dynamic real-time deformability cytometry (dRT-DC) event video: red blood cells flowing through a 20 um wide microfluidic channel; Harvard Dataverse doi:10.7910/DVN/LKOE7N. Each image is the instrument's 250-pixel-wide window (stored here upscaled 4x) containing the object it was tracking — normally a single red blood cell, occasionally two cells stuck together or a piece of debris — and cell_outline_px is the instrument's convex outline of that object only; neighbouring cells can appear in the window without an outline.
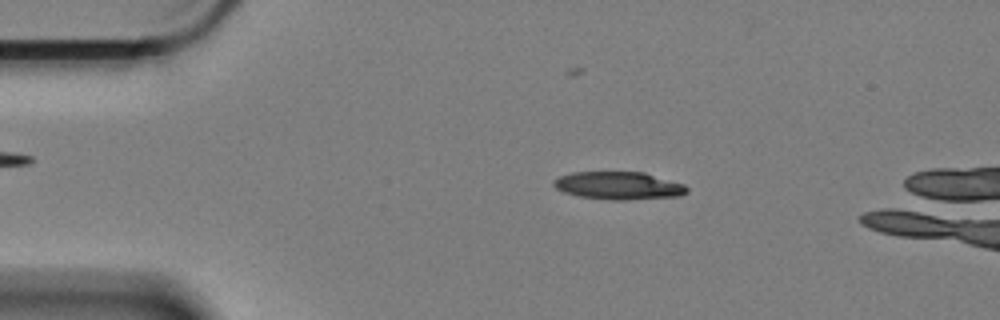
{"species": "Egyptian fruit bat (a non-hibernating species)", "species_latin": "Rousettus aegyptiacus", "temperature_condition": "cold", "stored_images_in_passage": 56, "camera_frame_rate_fps": 3000, "um_per_image_px": 0.085, "animal": {"sex": "female"}, "frame": {"image": 1, "passage_image": 11, "time_ms": 3.333, "image_size_px": [1000, 320], "cell_outline_px": [[688, 192], [680, 196], [628, 200], [612, 200], [580, 196], [564, 192], [556, 188], [552, 184], [560, 176], [572, 172], [644, 172], [684, 184], [688, 188]], "centroid_in_image_um": [52.62, 15.78], "position_along_channel_um": 32.4, "area_um2": 21.5}}
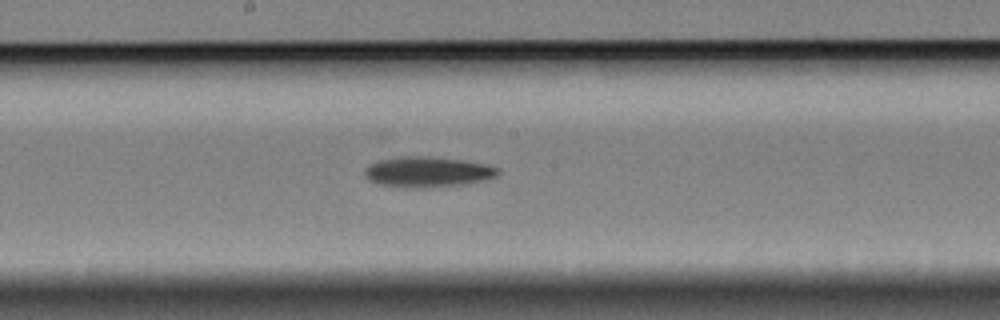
{"frame": {"image": 2, "passage_image": 31, "time_ms": 10.0, "image_size_px": [1000, 320], "cell_outline_px": [[500, 172], [496, 176], [488, 180], [468, 184], [420, 188], [404, 188], [376, 184], [368, 180], [364, 172], [364, 168], [368, 164], [380, 160], [404, 156], [416, 156], [460, 160], [488, 164], [500, 168]], "centroid_in_image_um": [36.35, 14.64], "position_along_channel_um": 211.8, "area_um2": 23.93}}
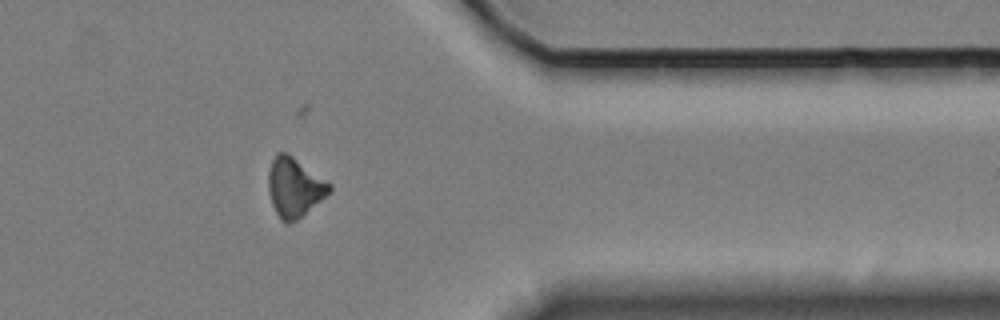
{"frame": {"image": 3, "passage_image": 48, "time_ms": 15.667, "image_size_px": [1000, 320], "cell_outline_px": [[332, 188], [324, 196], [296, 220], [288, 224], [280, 220], [272, 204], [268, 192], [268, 172], [272, 160], [276, 152], [288, 152], [332, 184]], "centroid_in_image_um": [24.99, 15.88], "position_along_channel_um": 386.4, "area_um2": 20.92}}